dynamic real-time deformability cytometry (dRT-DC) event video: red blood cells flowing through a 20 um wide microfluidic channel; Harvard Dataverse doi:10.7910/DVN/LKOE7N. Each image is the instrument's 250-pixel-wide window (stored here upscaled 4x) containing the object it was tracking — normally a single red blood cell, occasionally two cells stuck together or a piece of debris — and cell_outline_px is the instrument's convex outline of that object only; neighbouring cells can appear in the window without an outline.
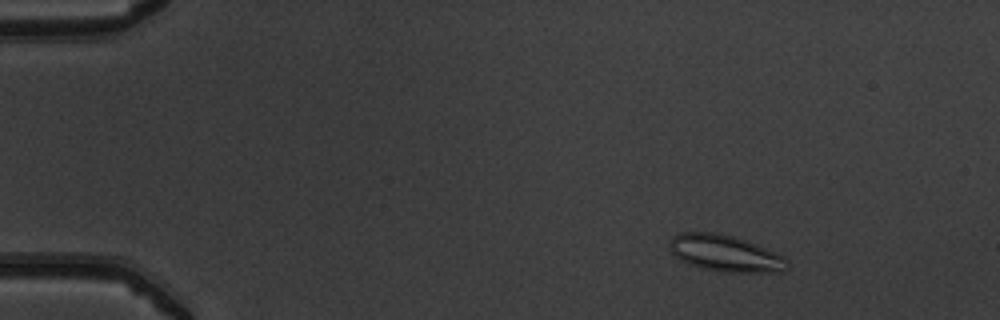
{"species": "common noctule bat (a hibernating species)", "species_latin": "Nyctalus noctula", "temperature_condition": "warm", "stored_images_in_passage": 53, "camera_frame_rate_fps": 3000, "um_per_image_px": 0.085, "animal": {"sex": "male", "body_mass_g": 19.5, "forearm_length_mm": 54.6}, "frame": {"image": 1, "passage_image": 8, "time_ms": 2.333, "image_size_px": [1000, 320], "cell_outline_px": [[788, 268], [784, 272], [724, 272], [700, 268], [680, 260], [668, 248], [668, 244], [672, 236], [680, 232], [716, 232], [748, 240], [784, 256], [788, 260]], "centroid_in_image_um": [61.65, 21.53], "position_along_channel_um": 23.3, "area_um2": 25.37}}
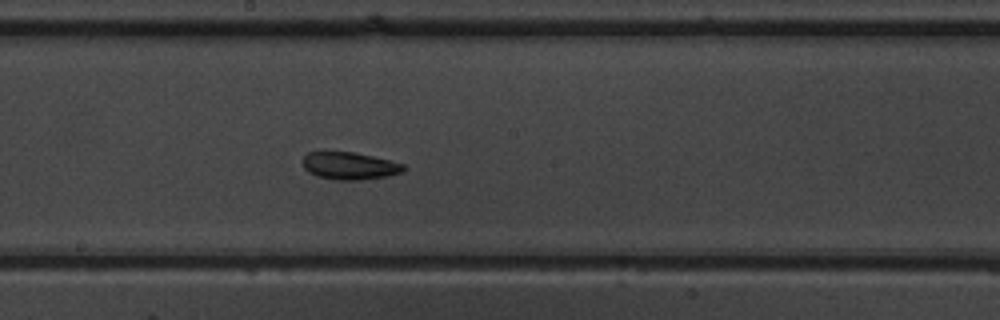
{"frame": {"image": 2, "passage_image": 30, "time_ms": 9.667, "image_size_px": [1000, 320], "cell_outline_px": [[408, 168], [404, 172], [388, 176], [360, 180], [336, 180], [316, 176], [308, 172], [304, 168], [304, 156], [308, 152], [352, 152], [372, 156], [404, 164]], "centroid_in_image_um": [29.75, 14.11], "position_along_channel_um": 218.4, "area_um2": 16.13}}
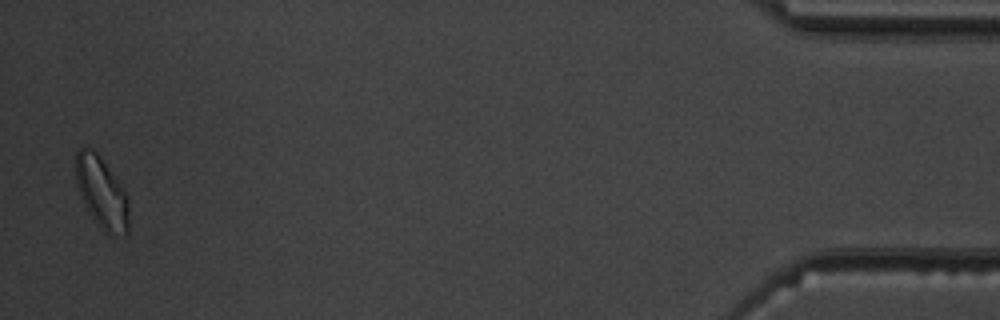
{"frame": {"image": 3, "passage_image": 52, "time_ms": 17.0, "image_size_px": [1000, 320], "cell_outline_px": [[128, 232], [124, 236], [104, 232], [92, 216], [84, 204], [80, 196], [76, 184], [76, 152], [84, 144], [92, 148], [100, 156], [120, 184], [128, 196]], "centroid_in_image_um": [8.63, 16.34], "position_along_channel_um": 426.6, "area_um2": 22.08}, "authors_computed_cell_mechanics": {"area_um2": 17.6868, "velocity_mm_per_s": 3.9316, "shape_relaxation_time_tau1_ms": null, "shape_relaxation_time_tau2_ms": 3.0463, "deformation_change_tau1": null, "deformation_change_tau2": 0.1083}}